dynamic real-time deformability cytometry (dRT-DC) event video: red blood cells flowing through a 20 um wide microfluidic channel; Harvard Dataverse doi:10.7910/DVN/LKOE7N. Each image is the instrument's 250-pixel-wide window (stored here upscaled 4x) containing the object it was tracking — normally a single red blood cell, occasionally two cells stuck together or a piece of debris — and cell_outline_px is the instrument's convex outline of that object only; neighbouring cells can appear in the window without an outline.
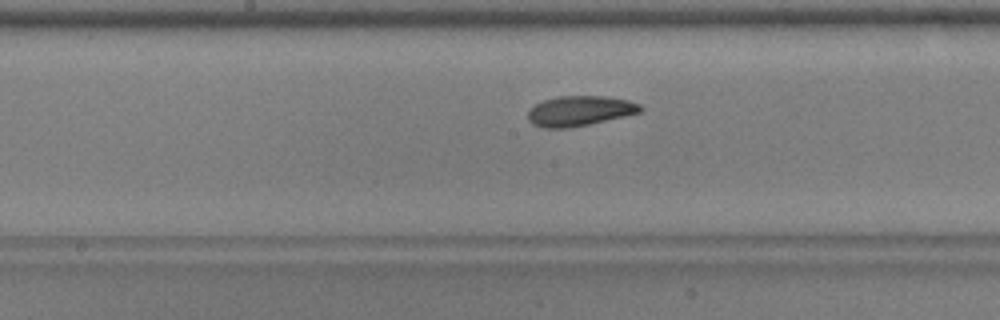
{"species": "common noctule bat (a hibernating species)", "species_latin": "Nyctalus noctula", "temperature_condition": "warm", "stored_images_in_passage": 36, "camera_frame_rate_fps": 3000, "um_per_image_px": 0.085, "animal": {"sex": "male", "body_mass_g": 17.9, "forearm_length_mm": 54.2}, "frame": {"image": 1, "passage_image": 20, "time_ms": 6.333, "image_size_px": [1000, 320], "cell_outline_px": [[644, 108], [640, 112], [624, 116], [588, 124], [568, 128], [544, 128], [532, 124], [528, 120], [528, 112], [536, 104], [544, 100], [556, 96], [604, 96], [628, 100], [640, 104]], "centroid_in_image_um": [49.27, 9.42], "position_along_channel_um": 198.9, "area_um2": 19.59}}
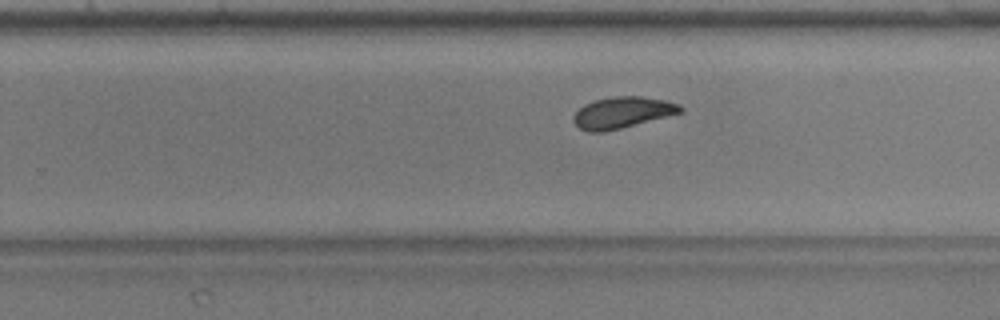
{"frame": {"image": 2, "passage_image": 26, "time_ms": 8.333, "image_size_px": [1000, 320], "cell_outline_px": [[684, 108], [680, 112], [620, 128], [600, 132], [588, 132], [580, 128], [572, 120], [572, 116], [584, 104], [596, 100], [612, 96], [640, 96], [664, 100], [680, 104]], "centroid_in_image_um": [52.86, 9.55], "position_along_channel_um": 276.9, "area_um2": 19.13}}
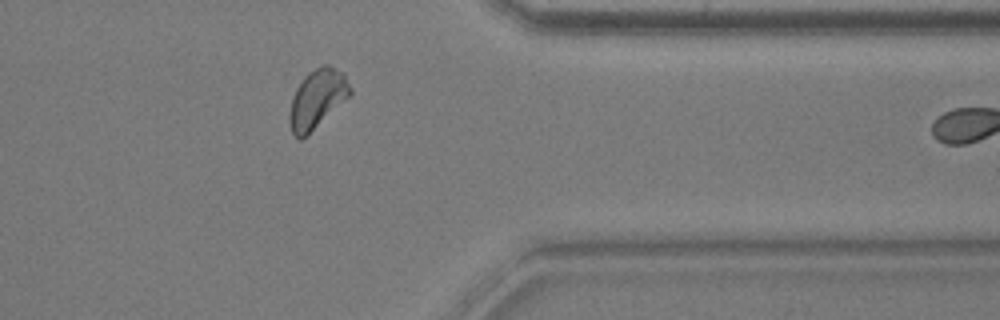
{"frame": {"image": 3, "passage_image": 35, "time_ms": 11.333, "image_size_px": [1000, 320], "cell_outline_px": [[352, 92], [348, 96], [300, 140], [292, 132], [288, 124], [288, 116], [292, 96], [296, 88], [304, 76], [308, 72], [324, 64], [328, 64], [344, 72], [352, 88]], "centroid_in_image_um": [26.93, 8.34], "position_along_channel_um": 384.5, "area_um2": 20.4}}